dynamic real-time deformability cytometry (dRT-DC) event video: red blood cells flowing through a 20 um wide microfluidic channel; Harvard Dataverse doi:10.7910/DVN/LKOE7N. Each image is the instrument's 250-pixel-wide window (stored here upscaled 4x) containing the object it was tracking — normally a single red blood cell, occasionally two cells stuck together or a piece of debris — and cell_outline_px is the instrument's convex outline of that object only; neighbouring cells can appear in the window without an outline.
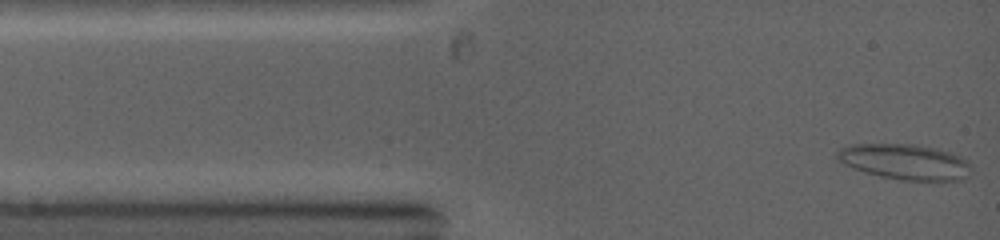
{"species": "common noctule bat (a hibernating species)", "species_latin": "Nyctalus noctula", "temperature_condition": "warm", "stored_images_in_passage": 68, "camera_frame_rate_fps": 5000, "um_per_image_px": 0.085, "animal": {"sex": "female", "body_mass_g": 19.0, "forearm_length_mm": 53.3}, "frame": {"image": 1, "passage_image": 1, "time_ms": 0.0, "image_size_px": [1000, 240], "cell_outline_px": [[972, 168], [960, 180], [904, 180], [880, 176], [864, 172], [844, 164], [836, 160], [836, 152], [840, 148], [848, 144], [912, 144], [936, 148], [952, 152], [960, 156]], "centroid_in_image_um": [76.85, 13.73], "position_along_channel_um": 8.1, "area_um2": 27.57}}
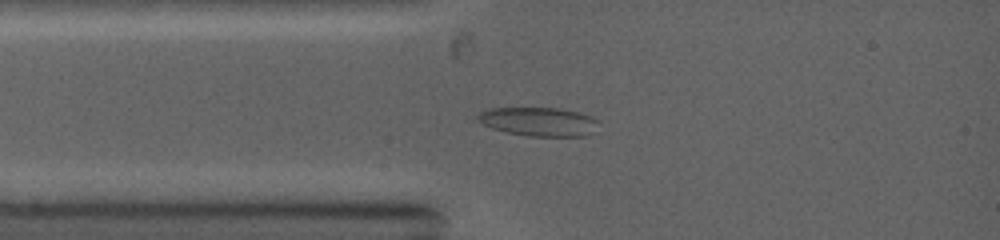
{"frame": {"image": 2, "passage_image": 14, "time_ms": 2.0, "image_size_px": [1000, 240], "cell_outline_px": [[600, 120], [588, 136], [528, 136], [508, 132], [492, 128], [476, 120], [476, 116], [480, 112], [488, 108], [556, 108], [576, 112]], "centroid_in_image_um": [45.75, 10.34], "position_along_channel_um": 39.2, "area_um2": 20.06}}
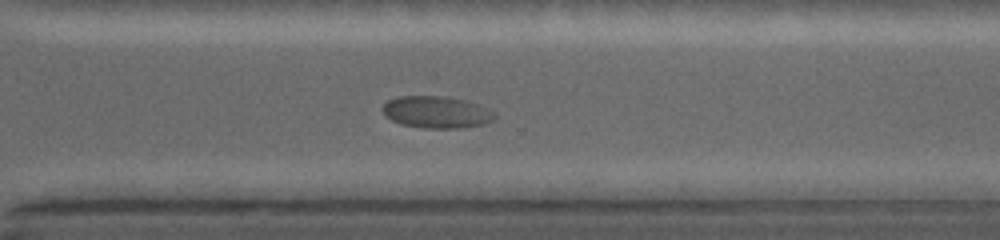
{"frame": {"image": 3, "passage_image": 64, "time_ms": 9.0, "image_size_px": [1000, 240], "cell_outline_px": [[496, 116], [492, 120], [484, 124], [460, 128], [424, 128], [400, 124], [384, 116], [380, 108], [388, 100], [400, 96], [448, 96], [480, 104], [496, 112]], "centroid_in_image_um": [37.1, 9.53], "position_along_channel_um": 333.5, "area_um2": 21.15}}